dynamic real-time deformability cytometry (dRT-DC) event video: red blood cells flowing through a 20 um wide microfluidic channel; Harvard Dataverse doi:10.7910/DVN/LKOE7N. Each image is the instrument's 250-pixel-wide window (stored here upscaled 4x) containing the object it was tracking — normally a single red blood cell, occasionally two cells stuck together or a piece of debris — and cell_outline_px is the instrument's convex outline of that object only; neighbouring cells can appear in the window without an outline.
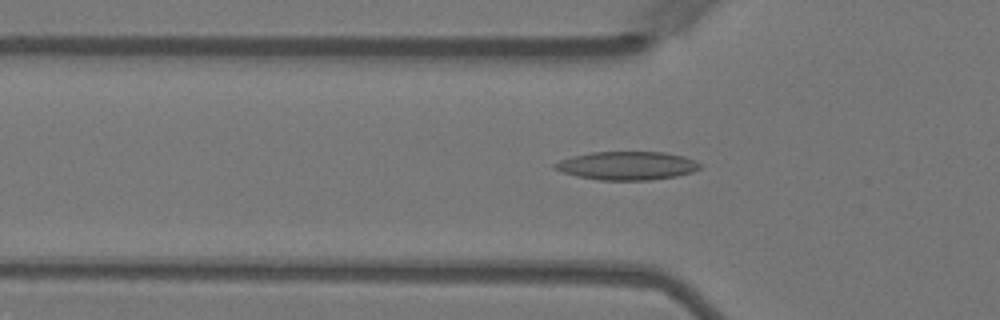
{"species": "Egyptian fruit bat (a non-hibernating species)", "species_latin": "Rousettus aegyptiacus", "temperature_condition": "warm", "stored_images_in_passage": 56, "camera_frame_rate_fps": 3000, "um_per_image_px": 0.085, "animal": {"sex": "female"}, "frame": {"image": 1, "passage_image": 18, "time_ms": 5.667, "image_size_px": [1000, 320], "cell_outline_px": [[700, 168], [692, 172], [676, 176], [652, 180], [600, 180], [576, 176], [552, 168], [552, 164], [560, 160], [572, 156], [592, 152], [664, 152], [684, 156], [700, 164]], "centroid_in_image_um": [53.27, 14.08], "position_along_channel_um": 72.5, "area_um2": 23.99}}
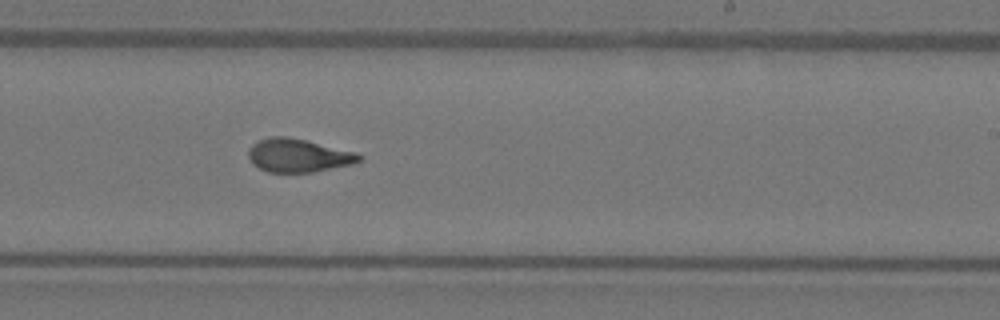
{"frame": {"image": 2, "passage_image": 34, "time_ms": 11.0, "image_size_px": [1000, 320], "cell_outline_px": [[364, 156], [360, 160], [352, 164], [312, 172], [268, 172], [252, 164], [248, 156], [248, 148], [252, 144], [260, 140], [272, 136], [288, 136], [356, 152]], "centroid_in_image_um": [25.34, 13.21], "position_along_channel_um": 263.7, "area_um2": 21.44}}
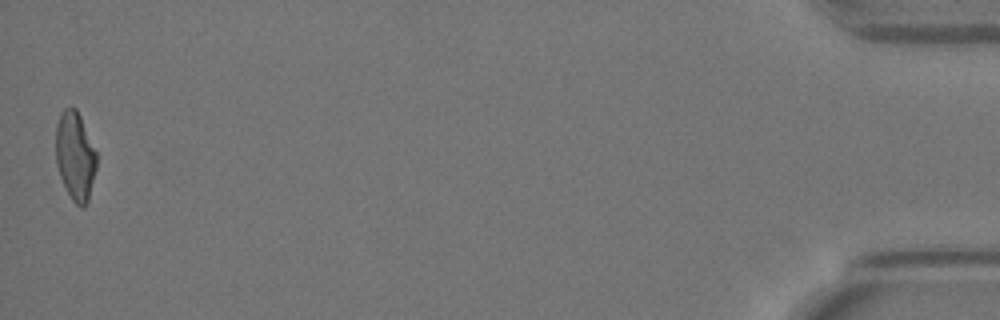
{"frame": {"image": 3, "passage_image": 56, "time_ms": 18.333, "image_size_px": [1000, 320], "cell_outline_px": [[96, 168], [88, 200], [84, 208], [80, 208], [72, 200], [60, 176], [56, 164], [56, 124], [60, 112], [64, 108], [76, 108], [80, 116], [96, 152]], "centroid_in_image_um": [6.38, 13.26], "position_along_channel_um": 428.8, "area_um2": 20.87}, "authors_computed_cell_mechanics": {"area_um2": 21.7906, "velocity_mm_per_s": 3.5653, "shape_relaxation_time_tau1_ms": 10.3994, "shape_relaxation_time_tau2_ms": 1.9368, "deformation_change_tau1": 0.2706, "deformation_change_tau2": 0.0933}}